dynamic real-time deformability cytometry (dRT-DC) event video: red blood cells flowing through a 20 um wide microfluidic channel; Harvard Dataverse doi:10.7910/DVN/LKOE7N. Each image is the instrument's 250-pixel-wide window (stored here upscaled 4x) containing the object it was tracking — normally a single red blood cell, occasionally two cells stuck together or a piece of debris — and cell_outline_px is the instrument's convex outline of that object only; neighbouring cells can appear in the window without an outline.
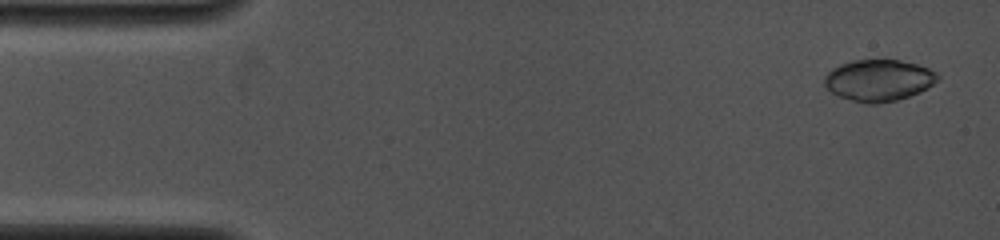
{"species": "common noctule bat (a hibernating species)", "species_latin": "Nyctalus noctula", "temperature_condition": "cold", "stored_images_in_passage": 5, "camera_frame_rate_fps": 4000, "um_per_image_px": 0.085, "animal": {"sex": "female", "body_mass_g": 19.0, "forearm_length_mm": 53.3}, "frame": {"image": 1, "passage_image": 1, "time_ms": 0.0, "image_size_px": [1000, 240], "cell_outline_px": [[940, 80], [928, 88], [920, 92], [896, 100], [876, 104], [868, 104], [852, 100], [840, 96], [832, 92], [824, 84], [824, 76], [832, 68], [840, 64], [852, 60], [900, 60], [916, 64], [928, 68], [936, 72], [940, 76]], "centroid_in_image_um": [74.71, 6.82], "position_along_channel_um": 10.3, "area_um2": 27.46}}